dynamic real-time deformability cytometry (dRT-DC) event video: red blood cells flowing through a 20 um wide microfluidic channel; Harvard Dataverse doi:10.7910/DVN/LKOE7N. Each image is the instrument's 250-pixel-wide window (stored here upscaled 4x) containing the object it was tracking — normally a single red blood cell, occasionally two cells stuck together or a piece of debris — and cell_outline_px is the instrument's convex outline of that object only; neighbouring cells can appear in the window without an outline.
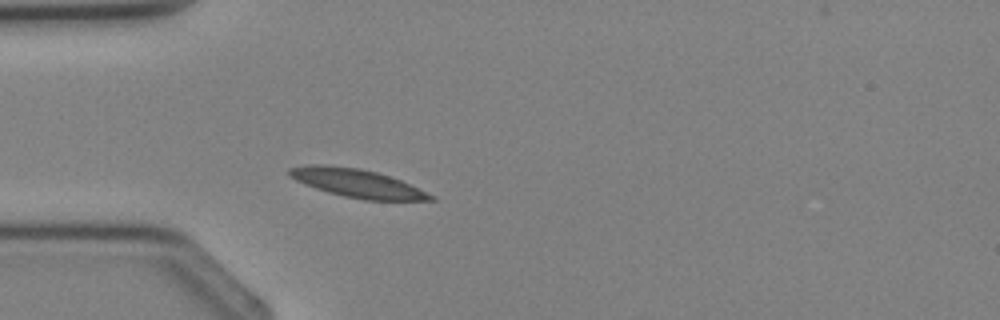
{"species": "Egyptian fruit bat (a non-hibernating species)", "species_latin": "Rousettus aegyptiacus", "temperature_condition": "cold", "stored_images_in_passage": 1, "camera_frame_rate_fps": 3000, "um_per_image_px": 0.085, "animal": {"sex": "female"}, "frame": {"image": 1, "passage_image": 1, "time_ms": 0.0, "image_size_px": [1000, 320], "cell_outline_px": [[436, 200], [364, 200], [344, 196], [328, 192], [304, 184], [288, 176], [288, 168], [308, 164], [324, 164], [360, 168], [376, 172], [400, 180], [436, 196]], "centroid_in_image_um": [30.32, 15.56], "position_along_channel_um": 54.7, "area_um2": 23.29}}